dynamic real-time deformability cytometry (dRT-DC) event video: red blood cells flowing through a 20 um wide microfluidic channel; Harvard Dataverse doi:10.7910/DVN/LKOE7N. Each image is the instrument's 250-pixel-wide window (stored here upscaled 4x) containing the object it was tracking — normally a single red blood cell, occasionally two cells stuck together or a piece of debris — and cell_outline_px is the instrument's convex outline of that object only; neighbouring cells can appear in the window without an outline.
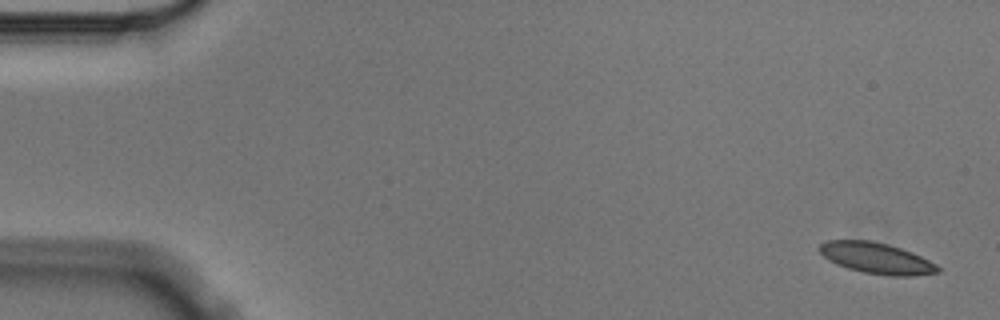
{"species": "Egyptian fruit bat (a non-hibernating species)", "species_latin": "Rousettus aegyptiacus", "temperature_condition": "cold", "stored_images_in_passage": 6, "camera_frame_rate_fps": 3000, "um_per_image_px": 0.085, "animal": {"sex": "male"}, "frame": {"image": 1, "passage_image": 1, "time_ms": 0.0, "image_size_px": [1000, 320], "cell_outline_px": [[940, 272], [912, 276], [888, 276], [864, 272], [848, 268], [836, 264], [828, 260], [820, 252], [820, 244], [828, 240], [872, 240], [888, 244], [912, 252], [936, 264], [940, 268]], "centroid_in_image_um": [74.51, 21.94], "position_along_channel_um": 10.5, "area_um2": 21.33}}